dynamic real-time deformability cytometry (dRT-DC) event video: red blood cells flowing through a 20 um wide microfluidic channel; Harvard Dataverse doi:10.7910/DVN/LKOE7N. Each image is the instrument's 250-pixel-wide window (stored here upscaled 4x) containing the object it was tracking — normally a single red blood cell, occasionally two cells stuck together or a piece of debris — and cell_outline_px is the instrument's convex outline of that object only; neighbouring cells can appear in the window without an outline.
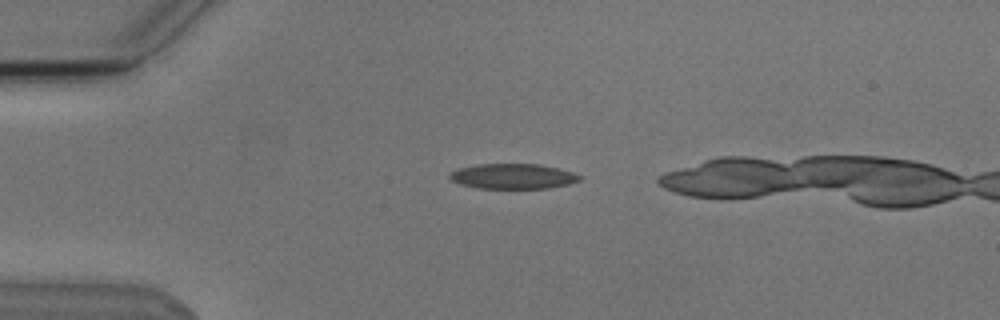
{"species": "Egyptian fruit bat (a non-hibernating species)", "species_latin": "Rousettus aegyptiacus", "temperature_condition": "cold", "stored_images_in_passage": 6, "camera_frame_rate_fps": 3000, "um_per_image_px": 0.085, "animal": {"sex": "male"}, "frame": {"image": 1, "passage_image": 1, "time_ms": 0.0, "image_size_px": [1000, 320], "cell_outline_px": [[580, 180], [568, 184], [548, 188], [476, 188], [460, 184], [452, 180], [448, 176], [448, 172], [460, 168], [476, 164], [540, 164], [560, 168], [572, 172], [580, 176]], "centroid_in_image_um": [43.57, 14.98], "position_along_channel_um": 41.4, "area_um2": 19.07}}
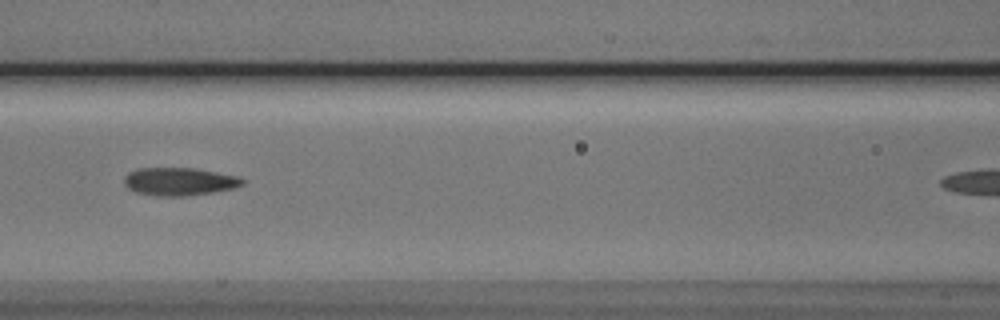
{"frame": {"image": 2, "passage_image": 4, "time_ms": 3.667, "image_size_px": [1000, 320], "cell_outline_px": [[244, 184], [232, 188], [212, 192], [184, 196], [156, 196], [136, 192], [128, 188], [124, 184], [124, 176], [128, 172], [136, 168], [196, 168], [236, 176], [244, 180]], "centroid_in_image_um": [15.19, 15.42], "position_along_channel_um": 151.4, "area_um2": 19.19}}
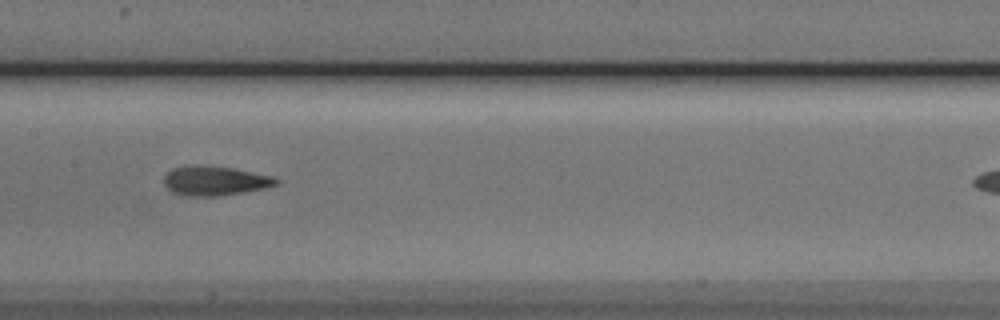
{"frame": {"image": 3, "passage_image": 5, "time_ms": 4.667, "image_size_px": [1000, 320], "cell_outline_px": [[280, 184], [264, 188], [216, 196], [184, 196], [172, 192], [164, 184], [164, 176], [172, 168], [188, 164], [196, 164], [232, 168], [272, 176], [280, 180]], "centroid_in_image_um": [18.23, 15.35], "position_along_channel_um": 189.2, "area_um2": 19.31}}